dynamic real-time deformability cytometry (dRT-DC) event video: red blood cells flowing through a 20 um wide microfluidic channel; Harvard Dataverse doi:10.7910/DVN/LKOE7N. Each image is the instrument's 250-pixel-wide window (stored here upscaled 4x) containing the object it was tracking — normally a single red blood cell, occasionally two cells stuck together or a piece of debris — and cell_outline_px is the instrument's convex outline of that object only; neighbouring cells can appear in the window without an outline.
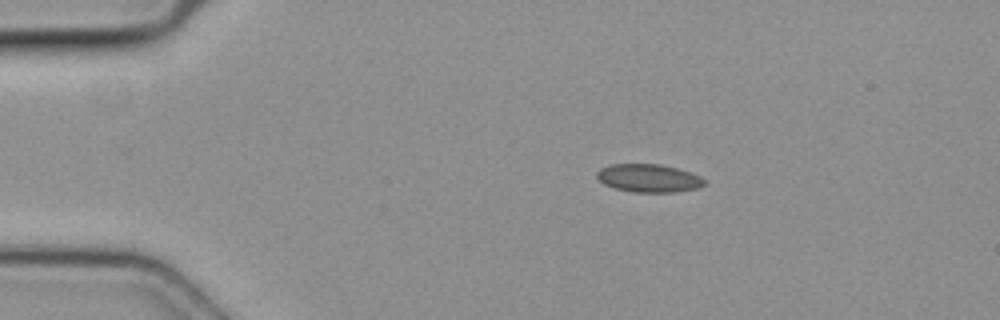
{"species": "common noctule bat (a hibernating species)", "species_latin": "Nyctalus noctula", "temperature_condition": "cold", "stored_images_in_passage": 4, "camera_frame_rate_fps": 3000, "um_per_image_px": 0.085, "animal": {"sex": "female", "body_mass_g": 19.3, "forearm_length_mm": 54.1}, "frame": {"image": 1, "passage_image": 3, "time_ms": 0.667, "image_size_px": [1000, 320], "cell_outline_px": [[708, 184], [696, 188], [676, 192], [632, 192], [616, 188], [604, 184], [596, 176], [596, 172], [600, 168], [612, 164], [660, 164], [676, 168], [700, 176], [708, 180]], "centroid_in_image_um": [55.16, 15.14], "position_along_channel_um": 29.8, "area_um2": 17.63}}